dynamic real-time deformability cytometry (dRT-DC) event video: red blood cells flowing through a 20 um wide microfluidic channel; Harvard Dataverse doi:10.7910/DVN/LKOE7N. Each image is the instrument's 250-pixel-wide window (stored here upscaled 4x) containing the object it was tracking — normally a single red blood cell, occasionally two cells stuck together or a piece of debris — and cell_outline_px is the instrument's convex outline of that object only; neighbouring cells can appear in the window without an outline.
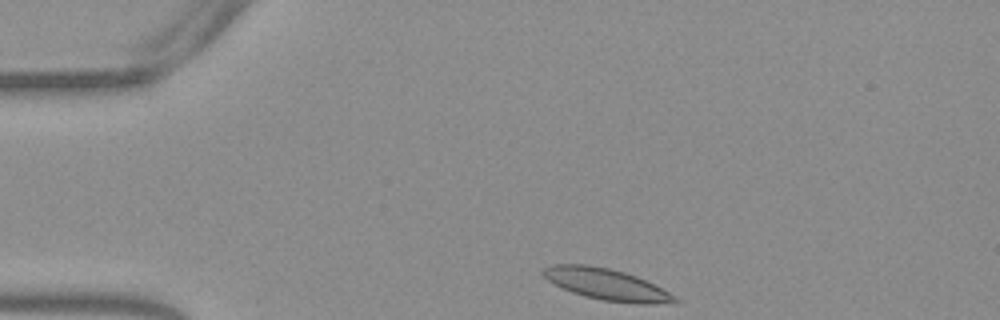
{"species": "Egyptian fruit bat (a non-hibernating species)", "species_latin": "Rousettus aegyptiacus", "temperature_condition": "warm", "stored_images_in_passage": 35, "camera_frame_rate_fps": 3000, "um_per_image_px": 0.085, "frame": {"image": 1, "passage_image": 1, "time_ms": 0.0, "image_size_px": [1000, 320], "cell_outline_px": [[680, 300], [656, 304], [640, 304], [604, 300], [584, 296], [572, 292], [548, 280], [540, 272], [544, 268], [552, 264], [588, 264], [608, 268], [624, 272], [636, 276], [676, 296]], "centroid_in_image_um": [51.51, 24.15], "position_along_channel_um": 33.5, "area_um2": 23.64}}
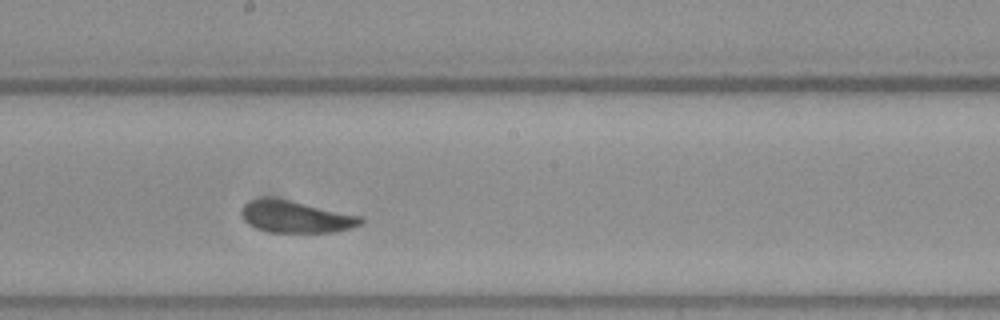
{"frame": {"image": 2, "passage_image": 20, "time_ms": 6.333, "image_size_px": [1000, 320], "cell_outline_px": [[364, 220], [360, 224], [352, 228], [332, 232], [268, 232], [256, 228], [248, 224], [244, 220], [240, 212], [240, 208], [248, 200], [288, 200], [360, 216]], "centroid_in_image_um": [25.12, 18.46], "position_along_channel_um": 223.1, "area_um2": 21.56}}
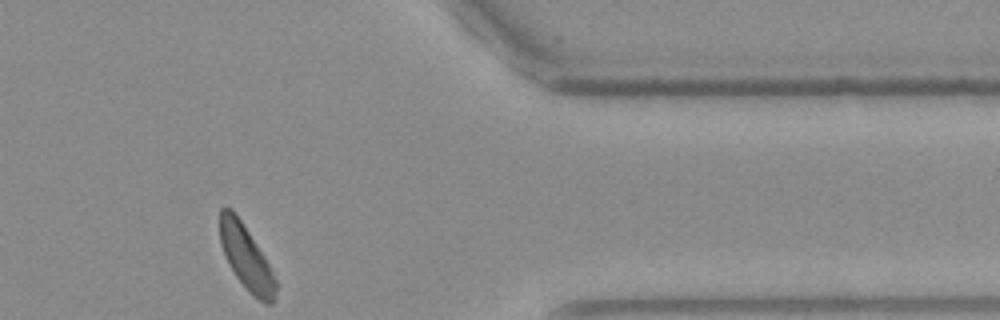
{"frame": {"image": 3, "passage_image": 35, "time_ms": 11.333, "image_size_px": [1000, 320], "cell_outline_px": [[276, 300], [272, 304], [264, 304], [248, 292], [236, 276], [220, 244], [220, 208], [224, 204], [232, 208], [264, 256], [276, 280]], "centroid_in_image_um": [20.93, 21.9], "position_along_channel_um": 390.5, "area_um2": 20.69}, "authors_computed_cell_mechanics": {"area_um2": 22.5998, "velocity_mm_per_s": 3.7682, "shape_relaxation_time_tau1_ms": 2.6753, "shape_relaxation_time_tau2_ms": 6.3893, "deformation_change_tau1": 0.0902, "deformation_change_tau2": 0.1007}}